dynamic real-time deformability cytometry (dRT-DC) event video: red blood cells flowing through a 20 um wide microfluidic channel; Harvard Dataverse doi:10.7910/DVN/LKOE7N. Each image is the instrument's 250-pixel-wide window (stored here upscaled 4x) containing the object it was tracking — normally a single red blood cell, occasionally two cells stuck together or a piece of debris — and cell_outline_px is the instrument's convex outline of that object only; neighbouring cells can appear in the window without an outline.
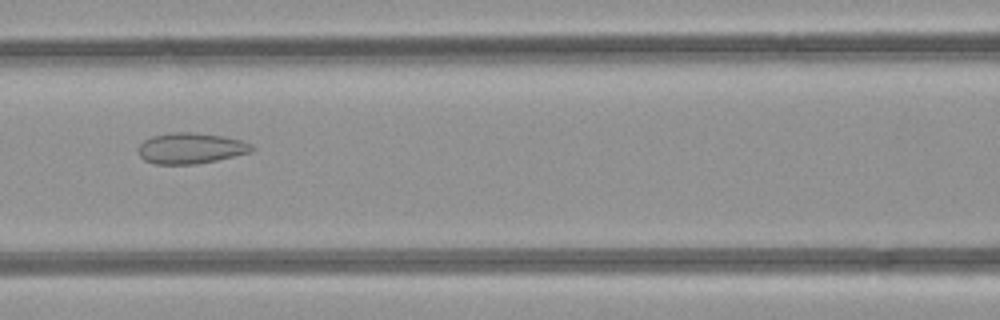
{"species": "common noctule bat (a hibernating species)", "species_latin": "Nyctalus noctula", "temperature_condition": "room temperature", "stored_images_in_passage": 36, "camera_frame_rate_fps": 3000, "um_per_image_px": 0.085, "animal": {"sex": "female", "body_mass_g": 21.9}, "frame": {"image": 1, "passage_image": 14, "time_ms": 4.333, "image_size_px": [1000, 320], "cell_outline_px": [[256, 148], [252, 152], [216, 160], [196, 164], [156, 164], [144, 160], [140, 156], [136, 148], [144, 140], [152, 136], [172, 132], [196, 132], [224, 136], [244, 140], [252, 144]], "centroid_in_image_um": [16.24, 12.59], "position_along_channel_um": 150.4, "area_um2": 20.69}}
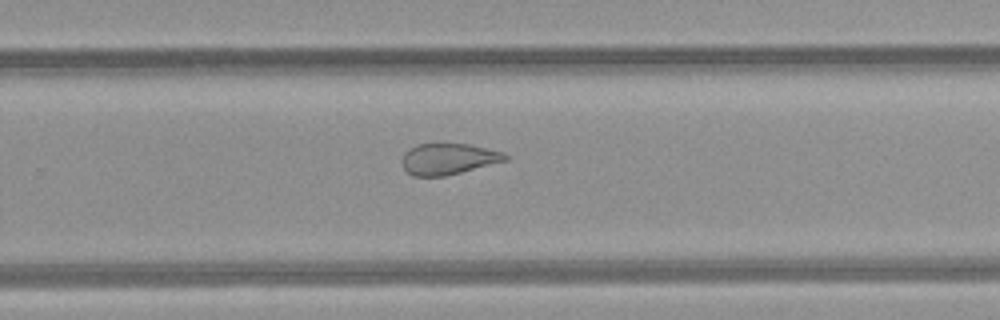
{"frame": {"image": 2, "passage_image": 24, "time_ms": 7.667, "image_size_px": [1000, 320], "cell_outline_px": [[512, 156], [508, 160], [444, 176], [412, 176], [400, 164], [400, 160], [404, 152], [408, 148], [416, 144], [440, 140], [468, 144], [504, 152]], "centroid_in_image_um": [38.07, 13.45], "position_along_channel_um": 291.7, "area_um2": 19.65}}
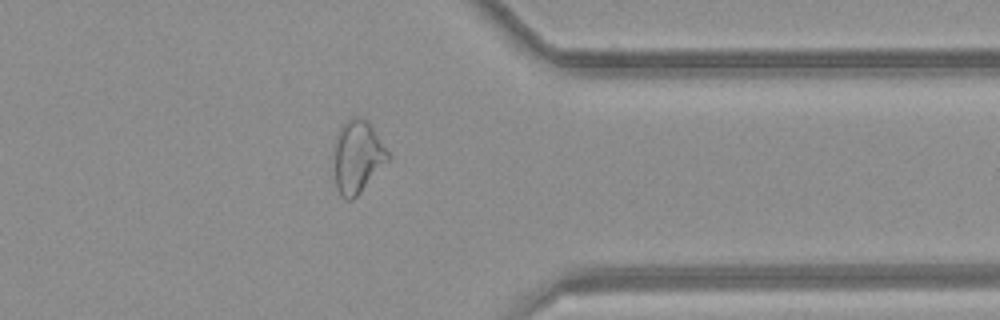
{"frame": {"image": 3, "passage_image": 31, "time_ms": 10.0, "image_size_px": [1000, 320], "cell_outline_px": [[392, 156], [360, 192], [352, 200], [344, 200], [340, 196], [336, 188], [332, 152], [332, 148], [336, 136], [340, 128], [352, 116], [360, 116], [368, 120]], "centroid_in_image_um": [30.36, 13.31], "position_along_channel_um": 381.0, "area_um2": 23.35}, "authors_computed_cell_mechanics": {"area_um2": 21.2993, "velocity_mm_per_s": 4.254, "shape_relaxation_time_tau1_ms": null, "shape_relaxation_time_tau2_ms": 2.3525, "deformation_change_tau1": null, "deformation_change_tau2": 0.103}}